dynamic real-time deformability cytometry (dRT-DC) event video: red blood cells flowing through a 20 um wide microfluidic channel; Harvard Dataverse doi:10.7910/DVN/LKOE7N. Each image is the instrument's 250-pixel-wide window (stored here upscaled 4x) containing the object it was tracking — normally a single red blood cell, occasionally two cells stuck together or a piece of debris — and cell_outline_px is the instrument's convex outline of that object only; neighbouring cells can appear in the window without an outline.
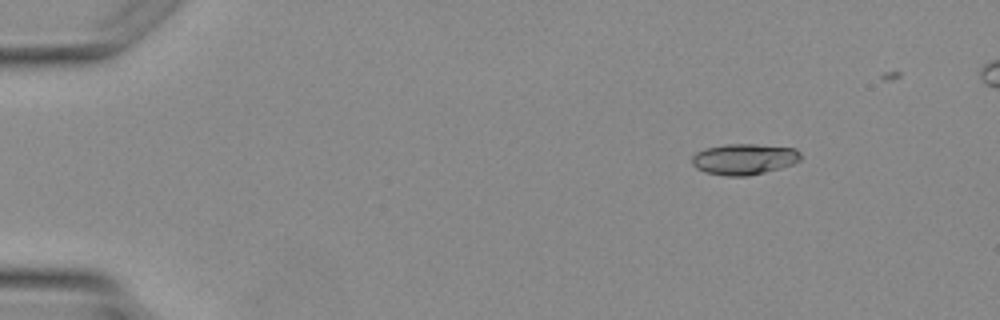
{"species": "Egyptian fruit bat (a non-hibernating species)", "species_latin": "Rousettus aegyptiacus", "temperature_condition": "warm", "stored_images_in_passage": 4, "camera_frame_rate_fps": 3000, "um_per_image_px": 0.085, "animal": {"sex": "female"}, "frame": {"image": 1, "passage_image": 1, "time_ms": 0.0, "image_size_px": [1000, 320], "cell_outline_px": [[800, 160], [792, 164], [780, 168], [748, 176], [728, 176], [704, 172], [696, 168], [692, 164], [692, 156], [696, 152], [704, 148], [728, 144], [756, 144], [796, 148], [800, 152]], "centroid_in_image_um": [63.23, 13.52], "position_along_channel_um": 21.8, "area_um2": 19.65}}
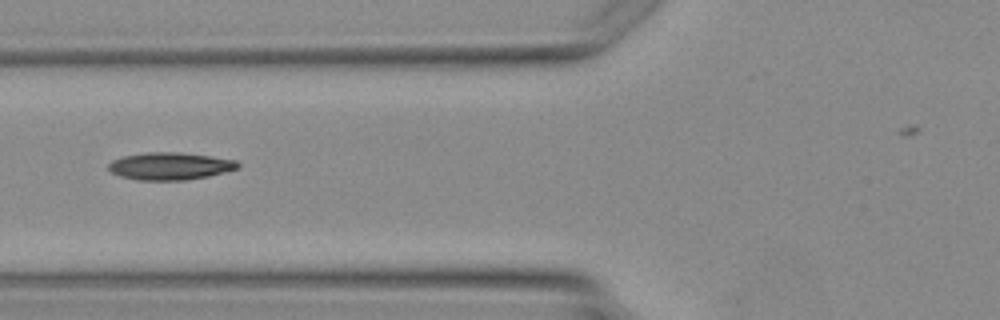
{"frame": {"image": 2, "passage_image": 4, "time_ms": 3.667, "image_size_px": [1000, 320], "cell_outline_px": [[240, 168], [208, 176], [188, 180], [136, 180], [120, 176], [112, 172], [108, 168], [108, 164], [112, 160], [120, 156], [144, 152], [180, 152], [236, 160], [240, 164]], "centroid_in_image_um": [14.43, 14.11], "position_along_channel_um": 111.4, "area_um2": 20.81}}